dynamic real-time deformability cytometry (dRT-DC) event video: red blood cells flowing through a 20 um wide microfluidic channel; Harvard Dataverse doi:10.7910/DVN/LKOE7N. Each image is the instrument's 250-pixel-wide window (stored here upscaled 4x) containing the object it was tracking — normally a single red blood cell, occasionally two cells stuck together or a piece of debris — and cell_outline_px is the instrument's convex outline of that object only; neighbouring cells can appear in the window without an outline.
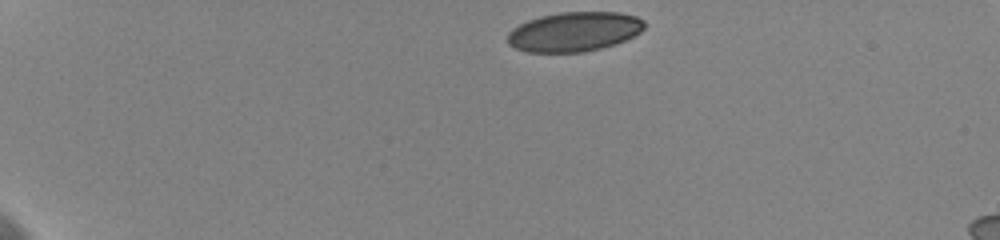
{"species": "human", "species_latin": "Homo sapiens", "temperature_condition": "cold", "stored_images_in_passage": 10, "camera_frame_rate_fps": 3000, "um_per_image_px": 0.085, "donor": {"sex": "female"}, "frame": {"image": 1, "passage_image": 1, "time_ms": 0.0, "image_size_px": [1000, 240], "cell_outline_px": [[644, 28], [640, 32], [616, 44], [584, 52], [528, 52], [516, 48], [508, 44], [508, 32], [512, 28], [528, 20], [540, 16], [560, 12], [620, 12], [636, 16], [644, 20]], "centroid_in_image_um": [48.8, 2.69], "position_along_channel_um": 36.2, "area_um2": 31.5}}